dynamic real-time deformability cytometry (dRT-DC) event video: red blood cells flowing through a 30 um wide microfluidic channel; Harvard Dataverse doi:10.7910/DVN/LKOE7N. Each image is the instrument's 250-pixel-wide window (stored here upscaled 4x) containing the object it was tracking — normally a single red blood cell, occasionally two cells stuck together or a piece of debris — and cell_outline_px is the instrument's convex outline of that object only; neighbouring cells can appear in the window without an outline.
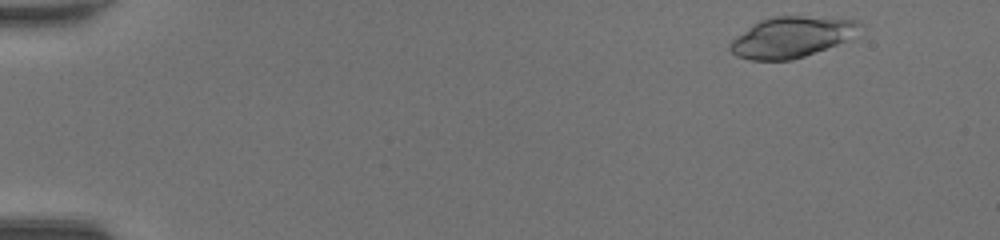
{"species": "common noctule bat (a hibernating species)", "species_latin": "Nyctalus noctula", "temperature_condition": "room temperature", "stored_images_in_passage": 45, "camera_frame_rate_fps": 3000, "um_per_image_px": 0.085, "animal": {"sex": "female", "body_mass_g": 20.0, "forearm_length_mm": 54.0}, "frame": {"image": 1, "passage_image": 2, "time_ms": 0.333, "image_size_px": [1000, 240], "cell_outline_px": [[864, 24], [844, 40], [836, 44], [804, 56], [792, 60], [748, 60], [736, 56], [728, 48], [728, 44], [732, 40], [752, 24], [760, 20], [776, 16], [800, 16], [856, 20]], "centroid_in_image_um": [67.2, 3.16], "position_along_channel_um": 17.8, "area_um2": 30.23}}
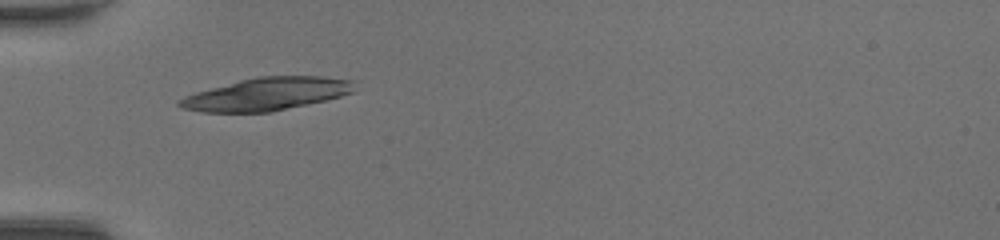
{"frame": {"image": 2, "passage_image": 14, "time_ms": 4.333, "image_size_px": [1000, 240], "cell_outline_px": [[352, 92], [340, 96], [324, 100], [272, 112], [200, 112], [180, 108], [176, 104], [176, 100], [184, 96], [196, 92], [240, 80], [260, 76], [320, 76], [352, 80]], "centroid_in_image_um": [22.58, 8.0], "position_along_channel_um": 62.4, "area_um2": 33.12}}